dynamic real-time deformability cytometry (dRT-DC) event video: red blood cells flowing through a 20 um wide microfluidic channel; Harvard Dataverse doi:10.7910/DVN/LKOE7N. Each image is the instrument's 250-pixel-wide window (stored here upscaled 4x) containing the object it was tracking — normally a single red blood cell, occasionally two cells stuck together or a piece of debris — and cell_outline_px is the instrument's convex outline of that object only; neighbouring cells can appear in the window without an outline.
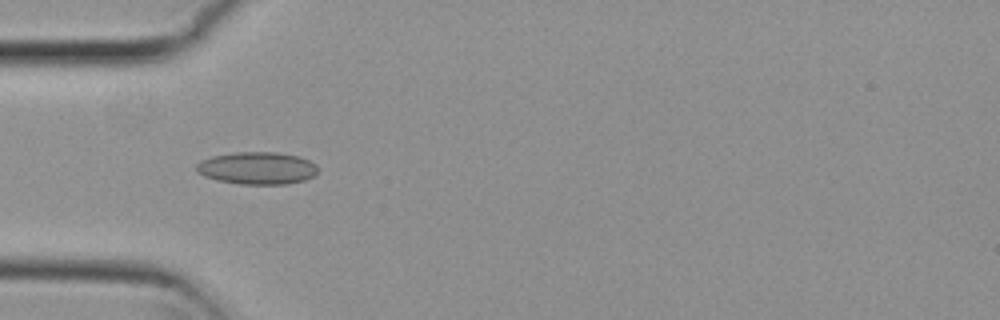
{"species": "common noctule bat (a hibernating species)", "species_latin": "Nyctalus noctula", "temperature_condition": "cold", "stored_images_in_passage": 43, "camera_frame_rate_fps": 3000, "um_per_image_px": 0.085, "animal": {"sex": "female", "body_mass_g": 29.2, "forearm_length_mm": 56.3}, "frame": {"image": 1, "passage_image": 6, "time_ms": 1.667, "image_size_px": [1000, 320], "cell_outline_px": [[316, 172], [312, 176], [304, 180], [288, 184], [240, 184], [216, 180], [204, 176], [196, 172], [196, 164], [200, 160], [212, 156], [236, 152], [276, 152], [296, 156], [308, 160], [316, 164]], "centroid_in_image_um": [21.81, 14.29], "position_along_channel_um": 63.2, "area_um2": 22.89}}
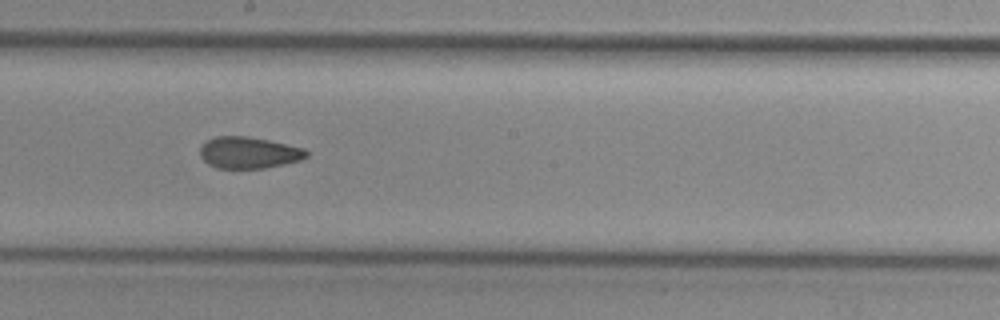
{"frame": {"image": 2, "passage_image": 19, "time_ms": 6.0, "image_size_px": [1000, 320], "cell_outline_px": [[308, 156], [300, 160], [284, 164], [264, 168], [216, 168], [208, 164], [200, 156], [200, 148], [208, 140], [216, 136], [248, 136], [268, 140], [304, 148], [308, 152]], "centroid_in_image_um": [21.15, 12.98], "position_along_channel_um": 227.1, "area_um2": 19.48}}
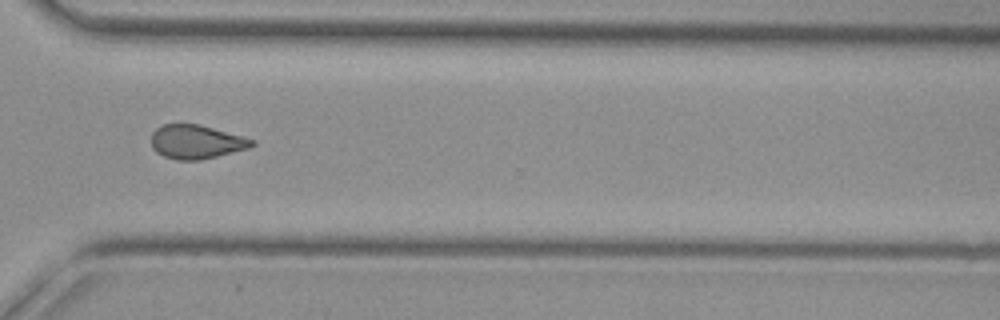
{"frame": {"image": 3, "passage_image": 29, "time_ms": 9.333, "image_size_px": [1000, 320], "cell_outline_px": [[256, 144], [248, 148], [200, 160], [176, 160], [164, 156], [156, 152], [152, 148], [152, 132], [156, 128], [164, 124], [200, 124], [256, 140]], "centroid_in_image_um": [16.68, 12.05], "position_along_channel_um": 353.9, "area_um2": 19.83}, "authors_computed_cell_mechanics": {"area_um2": 20.2878, "velocity_mm_per_s": 3.8115, "shape_relaxation_time_tau1_ms": null, "shape_relaxation_time_tau2_ms": 3.1699, "deformation_change_tau1": null, "deformation_change_tau2": 0.1023}}